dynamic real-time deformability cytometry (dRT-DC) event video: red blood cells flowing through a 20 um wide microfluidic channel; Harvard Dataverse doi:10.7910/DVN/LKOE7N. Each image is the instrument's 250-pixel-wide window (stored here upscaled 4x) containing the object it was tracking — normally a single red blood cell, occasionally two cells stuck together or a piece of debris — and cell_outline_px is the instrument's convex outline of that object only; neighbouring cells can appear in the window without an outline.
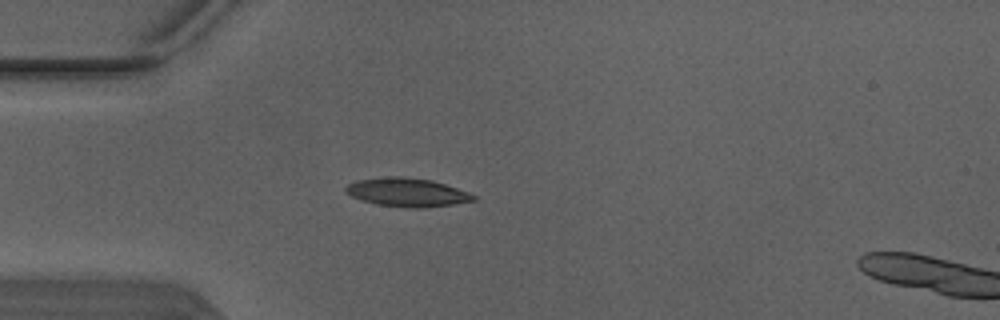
{"species": "Egyptian fruit bat (a non-hibernating species)", "species_latin": "Rousettus aegyptiacus", "temperature_condition": "warm", "stored_images_in_passage": 4, "camera_frame_rate_fps": 3000, "um_per_image_px": 0.085, "animal": {"sex": "male"}, "frame": {"image": 1, "passage_image": 3, "time_ms": 0.667, "image_size_px": [1000, 320], "cell_outline_px": [[476, 200], [452, 204], [424, 208], [408, 208], [376, 204], [360, 200], [344, 192], [344, 188], [348, 184], [356, 180], [388, 176], [400, 176], [432, 180], [468, 192], [476, 196]], "centroid_in_image_um": [34.56, 16.35], "position_along_channel_um": 50.4, "area_um2": 21.33}}